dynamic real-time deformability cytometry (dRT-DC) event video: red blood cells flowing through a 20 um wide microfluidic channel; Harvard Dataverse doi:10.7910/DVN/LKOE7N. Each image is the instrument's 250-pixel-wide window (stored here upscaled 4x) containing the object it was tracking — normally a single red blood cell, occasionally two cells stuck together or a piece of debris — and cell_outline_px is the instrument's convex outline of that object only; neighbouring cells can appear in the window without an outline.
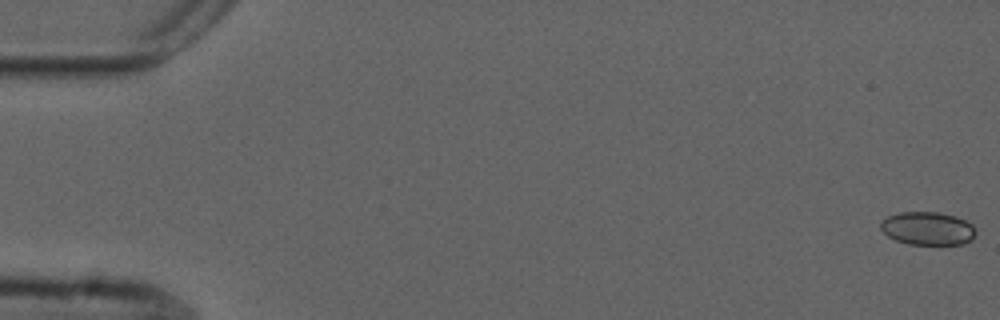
{"species": "common noctule bat (a hibernating species)", "species_latin": "Nyctalus noctula", "temperature_condition": "cold", "stored_images_in_passage": 56, "camera_frame_rate_fps": 3000, "um_per_image_px": 0.085, "animal": {"sex": "male", "forearm_length_mm": 52.5}, "frame": {"image": 1, "passage_image": 1, "time_ms": 0.0, "image_size_px": [1000, 320], "cell_outline_px": [[976, 232], [972, 240], [964, 244], [908, 244], [896, 240], [888, 236], [880, 228], [880, 224], [888, 216], [900, 212], [936, 212], [956, 216], [972, 224]], "centroid_in_image_um": [78.87, 19.42], "position_along_channel_um": 6.1, "area_um2": 18.32}}
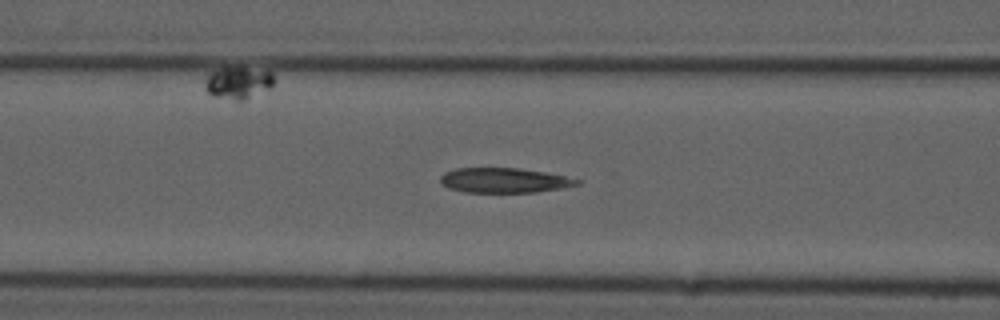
{"frame": {"image": 2, "passage_image": 23, "time_ms": 7.333, "image_size_px": [1000, 320], "cell_outline_px": [[580, 184], [564, 188], [536, 192], [464, 192], [448, 188], [440, 184], [440, 176], [444, 172], [456, 168], [520, 168], [544, 172], [564, 176], [580, 180]], "centroid_in_image_um": [42.82, 15.33], "position_along_channel_um": 123.8, "area_um2": 19.88}}
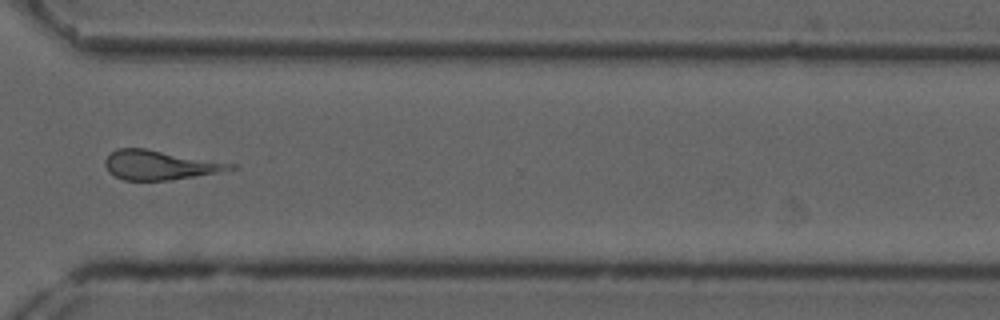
{"frame": {"image": 3, "passage_image": 42, "time_ms": 13.667, "image_size_px": [1000, 320], "cell_outline_px": [[240, 168], [172, 180], [124, 180], [108, 172], [104, 164], [104, 160], [116, 148], [144, 148], [236, 164]], "centroid_in_image_um": [13.58, 14.03], "position_along_channel_um": 357.0, "area_um2": 21.33}, "authors_computed_cell_mechanics": {"area_um2": 21.0392, "velocity_mm_per_s": 3.6865, "shape_relaxation_time_tau1_ms": null, "shape_relaxation_time_tau2_ms": 4.4243, "deformation_change_tau1": null, "deformation_change_tau2": 0.1832}}